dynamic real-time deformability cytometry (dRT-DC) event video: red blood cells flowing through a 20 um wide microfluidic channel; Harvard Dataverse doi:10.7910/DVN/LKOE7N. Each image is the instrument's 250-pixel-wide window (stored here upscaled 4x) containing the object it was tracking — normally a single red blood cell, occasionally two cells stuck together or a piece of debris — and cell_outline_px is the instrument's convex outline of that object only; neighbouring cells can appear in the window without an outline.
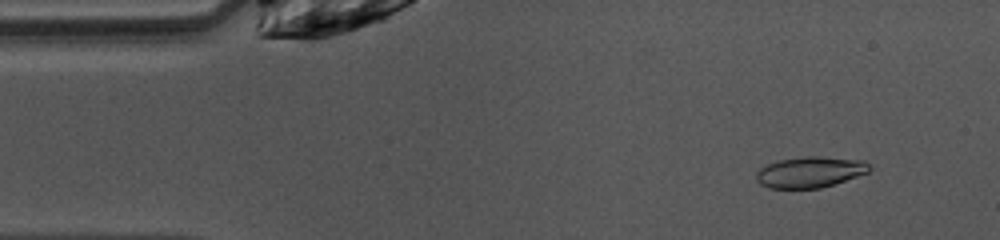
{"species": "common noctule bat (a hibernating species)", "species_latin": "Nyctalus noctula", "temperature_condition": "warm", "stored_images_in_passage": 47, "camera_frame_rate_fps": 3000, "um_per_image_px": 0.085, "animal": {"sex": "female", "body_mass_g": 10.0, "forearm_length_mm": 53.1}, "frame": {"image": 1, "passage_image": 4, "time_ms": 1.0, "image_size_px": [1000, 240], "cell_outline_px": [[872, 168], [868, 172], [820, 188], [768, 188], [760, 184], [756, 180], [756, 172], [760, 168], [768, 164], [780, 160], [808, 156], [820, 156], [864, 160]], "centroid_in_image_um": [68.84, 14.62], "position_along_channel_um": 16.2, "area_um2": 20.23}}
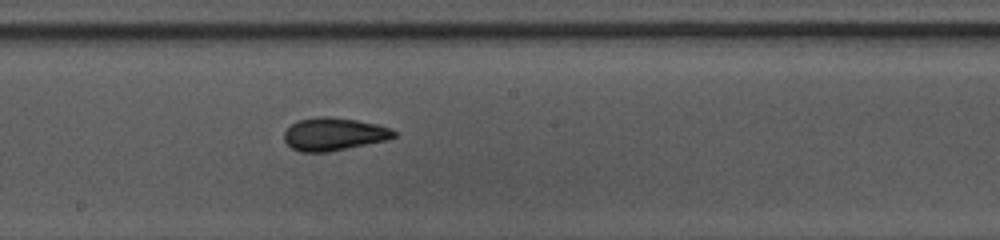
{"frame": {"image": 2, "passage_image": 24, "time_ms": 7.667, "image_size_px": [1000, 240], "cell_outline_px": [[396, 136], [384, 140], [328, 152], [300, 152], [292, 148], [284, 140], [284, 132], [292, 124], [300, 120], [316, 116], [328, 116], [356, 120], [376, 124], [392, 128], [396, 132]], "centroid_in_image_um": [28.36, 11.39], "position_along_channel_um": 219.8, "area_um2": 20.81}}
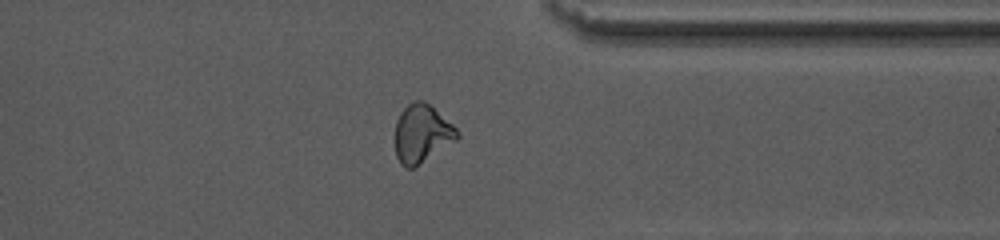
{"frame": {"image": 3, "passage_image": 36, "time_ms": 11.667, "image_size_px": [1000, 240], "cell_outline_px": [[460, 136], [456, 140], [412, 168], [404, 168], [400, 164], [396, 156], [396, 120], [400, 112], [408, 104], [416, 100], [424, 100], [452, 124], [460, 132]], "centroid_in_image_um": [35.84, 11.35], "position_along_channel_um": 375.6, "area_um2": 20.75}, "authors_computed_cell_mechanics": {"area_um2": 20.7502, "velocity_mm_per_s": 4.0729, "shape_relaxation_time_tau1_ms": 3.7394, "shape_relaxation_time_tau2_ms": 4.1153, "deformation_change_tau1": 0.1447, "deformation_change_tau2": 0.0499}}